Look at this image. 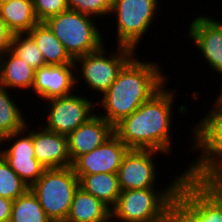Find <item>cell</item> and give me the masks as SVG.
<instances>
[{
    "instance_id": "obj_1",
    "label": "cell",
    "mask_w": 222,
    "mask_h": 222,
    "mask_svg": "<svg viewBox=\"0 0 222 222\" xmlns=\"http://www.w3.org/2000/svg\"><path fill=\"white\" fill-rule=\"evenodd\" d=\"M167 188L121 191L111 209L119 222H186L191 217V185L185 171L173 177Z\"/></svg>"
},
{
    "instance_id": "obj_2",
    "label": "cell",
    "mask_w": 222,
    "mask_h": 222,
    "mask_svg": "<svg viewBox=\"0 0 222 222\" xmlns=\"http://www.w3.org/2000/svg\"><path fill=\"white\" fill-rule=\"evenodd\" d=\"M145 61V62H144ZM161 65L153 60L137 59L136 54L123 66L110 88L96 100L105 111L101 114L113 127L123 118L130 116L144 102L148 101L166 83L168 75L163 74Z\"/></svg>"
},
{
    "instance_id": "obj_3",
    "label": "cell",
    "mask_w": 222,
    "mask_h": 222,
    "mask_svg": "<svg viewBox=\"0 0 222 222\" xmlns=\"http://www.w3.org/2000/svg\"><path fill=\"white\" fill-rule=\"evenodd\" d=\"M166 85L114 126V134L129 149L155 150L167 155L173 152L170 136L176 90L167 89Z\"/></svg>"
},
{
    "instance_id": "obj_4",
    "label": "cell",
    "mask_w": 222,
    "mask_h": 222,
    "mask_svg": "<svg viewBox=\"0 0 222 222\" xmlns=\"http://www.w3.org/2000/svg\"><path fill=\"white\" fill-rule=\"evenodd\" d=\"M211 106L191 130L190 150L200 152L185 170L191 188L201 187L222 166V110Z\"/></svg>"
},
{
    "instance_id": "obj_5",
    "label": "cell",
    "mask_w": 222,
    "mask_h": 222,
    "mask_svg": "<svg viewBox=\"0 0 222 222\" xmlns=\"http://www.w3.org/2000/svg\"><path fill=\"white\" fill-rule=\"evenodd\" d=\"M44 23L73 60L95 52L105 44L102 29H98L95 19L90 15L67 9L47 18Z\"/></svg>"
},
{
    "instance_id": "obj_6",
    "label": "cell",
    "mask_w": 222,
    "mask_h": 222,
    "mask_svg": "<svg viewBox=\"0 0 222 222\" xmlns=\"http://www.w3.org/2000/svg\"><path fill=\"white\" fill-rule=\"evenodd\" d=\"M78 187L79 178L69 166L45 169L30 189L52 222H65Z\"/></svg>"
},
{
    "instance_id": "obj_7",
    "label": "cell",
    "mask_w": 222,
    "mask_h": 222,
    "mask_svg": "<svg viewBox=\"0 0 222 222\" xmlns=\"http://www.w3.org/2000/svg\"><path fill=\"white\" fill-rule=\"evenodd\" d=\"M116 46L117 49L113 52H108L103 45L95 52L76 58L75 72L79 73L75 76L76 84L80 85V79H83L88 88L94 90V93L98 92L100 95L97 94V96H102L116 80L123 66L137 54L130 47Z\"/></svg>"
},
{
    "instance_id": "obj_8",
    "label": "cell",
    "mask_w": 222,
    "mask_h": 222,
    "mask_svg": "<svg viewBox=\"0 0 222 222\" xmlns=\"http://www.w3.org/2000/svg\"><path fill=\"white\" fill-rule=\"evenodd\" d=\"M159 0H113L110 16L116 17L117 44L137 52L140 41L153 25Z\"/></svg>"
},
{
    "instance_id": "obj_9",
    "label": "cell",
    "mask_w": 222,
    "mask_h": 222,
    "mask_svg": "<svg viewBox=\"0 0 222 222\" xmlns=\"http://www.w3.org/2000/svg\"><path fill=\"white\" fill-rule=\"evenodd\" d=\"M49 104L45 106L48 110L46 124L43 123L46 130L68 136L79 126L87 122L98 112L95 106L96 102L84 95L76 93L52 98L44 102ZM46 107H48L46 109ZM96 110V111H95ZM95 111V112H94Z\"/></svg>"
},
{
    "instance_id": "obj_10",
    "label": "cell",
    "mask_w": 222,
    "mask_h": 222,
    "mask_svg": "<svg viewBox=\"0 0 222 222\" xmlns=\"http://www.w3.org/2000/svg\"><path fill=\"white\" fill-rule=\"evenodd\" d=\"M29 129V123H27L24 129L3 137L0 140V145H3L4 142L9 144L10 141L13 144H9V148L0 149V155L16 174L31 187L42 176L46 168L35 158L33 128L32 130ZM2 145L0 148L3 147Z\"/></svg>"
},
{
    "instance_id": "obj_11",
    "label": "cell",
    "mask_w": 222,
    "mask_h": 222,
    "mask_svg": "<svg viewBox=\"0 0 222 222\" xmlns=\"http://www.w3.org/2000/svg\"><path fill=\"white\" fill-rule=\"evenodd\" d=\"M156 154L167 156V154L155 150H128L117 173L121 191L157 187L156 178L159 174L156 175L157 162L155 163L153 159Z\"/></svg>"
},
{
    "instance_id": "obj_12",
    "label": "cell",
    "mask_w": 222,
    "mask_h": 222,
    "mask_svg": "<svg viewBox=\"0 0 222 222\" xmlns=\"http://www.w3.org/2000/svg\"><path fill=\"white\" fill-rule=\"evenodd\" d=\"M190 20L188 39L197 46L210 70L222 77V21L204 14Z\"/></svg>"
},
{
    "instance_id": "obj_13",
    "label": "cell",
    "mask_w": 222,
    "mask_h": 222,
    "mask_svg": "<svg viewBox=\"0 0 222 222\" xmlns=\"http://www.w3.org/2000/svg\"><path fill=\"white\" fill-rule=\"evenodd\" d=\"M129 148L115 135L96 149L80 156L72 165L76 175L118 173Z\"/></svg>"
},
{
    "instance_id": "obj_14",
    "label": "cell",
    "mask_w": 222,
    "mask_h": 222,
    "mask_svg": "<svg viewBox=\"0 0 222 222\" xmlns=\"http://www.w3.org/2000/svg\"><path fill=\"white\" fill-rule=\"evenodd\" d=\"M75 64L45 65L35 70L32 91L43 101L75 92ZM74 71V72H73Z\"/></svg>"
},
{
    "instance_id": "obj_15",
    "label": "cell",
    "mask_w": 222,
    "mask_h": 222,
    "mask_svg": "<svg viewBox=\"0 0 222 222\" xmlns=\"http://www.w3.org/2000/svg\"><path fill=\"white\" fill-rule=\"evenodd\" d=\"M114 134V127L97 113L71 132L68 153L72 164L82 155L96 149Z\"/></svg>"
},
{
    "instance_id": "obj_16",
    "label": "cell",
    "mask_w": 222,
    "mask_h": 222,
    "mask_svg": "<svg viewBox=\"0 0 222 222\" xmlns=\"http://www.w3.org/2000/svg\"><path fill=\"white\" fill-rule=\"evenodd\" d=\"M33 147L35 158L46 168H63L72 166L68 153V137L46 130L40 126L33 128Z\"/></svg>"
},
{
    "instance_id": "obj_17",
    "label": "cell",
    "mask_w": 222,
    "mask_h": 222,
    "mask_svg": "<svg viewBox=\"0 0 222 222\" xmlns=\"http://www.w3.org/2000/svg\"><path fill=\"white\" fill-rule=\"evenodd\" d=\"M34 76L35 69L10 49L0 54V86L7 88L9 92L11 88L18 89L19 92L32 91Z\"/></svg>"
},
{
    "instance_id": "obj_18",
    "label": "cell",
    "mask_w": 222,
    "mask_h": 222,
    "mask_svg": "<svg viewBox=\"0 0 222 222\" xmlns=\"http://www.w3.org/2000/svg\"><path fill=\"white\" fill-rule=\"evenodd\" d=\"M111 209L101 200L78 187L65 222H109Z\"/></svg>"
},
{
    "instance_id": "obj_19",
    "label": "cell",
    "mask_w": 222,
    "mask_h": 222,
    "mask_svg": "<svg viewBox=\"0 0 222 222\" xmlns=\"http://www.w3.org/2000/svg\"><path fill=\"white\" fill-rule=\"evenodd\" d=\"M0 17L14 34L28 33L39 22L32 0L0 1Z\"/></svg>"
},
{
    "instance_id": "obj_20",
    "label": "cell",
    "mask_w": 222,
    "mask_h": 222,
    "mask_svg": "<svg viewBox=\"0 0 222 222\" xmlns=\"http://www.w3.org/2000/svg\"><path fill=\"white\" fill-rule=\"evenodd\" d=\"M79 187L112 209L121 193L117 173L77 175Z\"/></svg>"
},
{
    "instance_id": "obj_21",
    "label": "cell",
    "mask_w": 222,
    "mask_h": 222,
    "mask_svg": "<svg viewBox=\"0 0 222 222\" xmlns=\"http://www.w3.org/2000/svg\"><path fill=\"white\" fill-rule=\"evenodd\" d=\"M28 34L43 54L46 65L75 64L63 44L44 22H38Z\"/></svg>"
},
{
    "instance_id": "obj_22",
    "label": "cell",
    "mask_w": 222,
    "mask_h": 222,
    "mask_svg": "<svg viewBox=\"0 0 222 222\" xmlns=\"http://www.w3.org/2000/svg\"><path fill=\"white\" fill-rule=\"evenodd\" d=\"M7 90L0 86V140L24 129L27 125L26 116L20 109L21 106H18L15 97Z\"/></svg>"
},
{
    "instance_id": "obj_23",
    "label": "cell",
    "mask_w": 222,
    "mask_h": 222,
    "mask_svg": "<svg viewBox=\"0 0 222 222\" xmlns=\"http://www.w3.org/2000/svg\"><path fill=\"white\" fill-rule=\"evenodd\" d=\"M191 217L196 222H222V204L202 186L191 189Z\"/></svg>"
},
{
    "instance_id": "obj_24",
    "label": "cell",
    "mask_w": 222,
    "mask_h": 222,
    "mask_svg": "<svg viewBox=\"0 0 222 222\" xmlns=\"http://www.w3.org/2000/svg\"><path fill=\"white\" fill-rule=\"evenodd\" d=\"M10 222H52L43 210L37 196L29 189L13 200Z\"/></svg>"
},
{
    "instance_id": "obj_25",
    "label": "cell",
    "mask_w": 222,
    "mask_h": 222,
    "mask_svg": "<svg viewBox=\"0 0 222 222\" xmlns=\"http://www.w3.org/2000/svg\"><path fill=\"white\" fill-rule=\"evenodd\" d=\"M10 50L35 70L46 65L43 54L28 33L14 34Z\"/></svg>"
},
{
    "instance_id": "obj_26",
    "label": "cell",
    "mask_w": 222,
    "mask_h": 222,
    "mask_svg": "<svg viewBox=\"0 0 222 222\" xmlns=\"http://www.w3.org/2000/svg\"><path fill=\"white\" fill-rule=\"evenodd\" d=\"M30 187L9 166L0 155V196L15 200L26 193Z\"/></svg>"
},
{
    "instance_id": "obj_27",
    "label": "cell",
    "mask_w": 222,
    "mask_h": 222,
    "mask_svg": "<svg viewBox=\"0 0 222 222\" xmlns=\"http://www.w3.org/2000/svg\"><path fill=\"white\" fill-rule=\"evenodd\" d=\"M70 10L90 15L95 19L107 17L112 12L113 0H67Z\"/></svg>"
},
{
    "instance_id": "obj_28",
    "label": "cell",
    "mask_w": 222,
    "mask_h": 222,
    "mask_svg": "<svg viewBox=\"0 0 222 222\" xmlns=\"http://www.w3.org/2000/svg\"><path fill=\"white\" fill-rule=\"evenodd\" d=\"M32 3L39 22L69 9L67 0H32Z\"/></svg>"
},
{
    "instance_id": "obj_29",
    "label": "cell",
    "mask_w": 222,
    "mask_h": 222,
    "mask_svg": "<svg viewBox=\"0 0 222 222\" xmlns=\"http://www.w3.org/2000/svg\"><path fill=\"white\" fill-rule=\"evenodd\" d=\"M202 187L222 204V166L202 185Z\"/></svg>"
},
{
    "instance_id": "obj_30",
    "label": "cell",
    "mask_w": 222,
    "mask_h": 222,
    "mask_svg": "<svg viewBox=\"0 0 222 222\" xmlns=\"http://www.w3.org/2000/svg\"><path fill=\"white\" fill-rule=\"evenodd\" d=\"M14 33L9 29L4 20L0 17V54L11 48Z\"/></svg>"
},
{
    "instance_id": "obj_31",
    "label": "cell",
    "mask_w": 222,
    "mask_h": 222,
    "mask_svg": "<svg viewBox=\"0 0 222 222\" xmlns=\"http://www.w3.org/2000/svg\"><path fill=\"white\" fill-rule=\"evenodd\" d=\"M13 200L0 196V222H10Z\"/></svg>"
},
{
    "instance_id": "obj_32",
    "label": "cell",
    "mask_w": 222,
    "mask_h": 222,
    "mask_svg": "<svg viewBox=\"0 0 222 222\" xmlns=\"http://www.w3.org/2000/svg\"><path fill=\"white\" fill-rule=\"evenodd\" d=\"M220 88L221 89H219L220 92H219L218 96H216L215 101H212V102H214L213 105H215L217 108L222 110V85Z\"/></svg>"
},
{
    "instance_id": "obj_33",
    "label": "cell",
    "mask_w": 222,
    "mask_h": 222,
    "mask_svg": "<svg viewBox=\"0 0 222 222\" xmlns=\"http://www.w3.org/2000/svg\"><path fill=\"white\" fill-rule=\"evenodd\" d=\"M186 222H196L192 217H190Z\"/></svg>"
}]
</instances>
